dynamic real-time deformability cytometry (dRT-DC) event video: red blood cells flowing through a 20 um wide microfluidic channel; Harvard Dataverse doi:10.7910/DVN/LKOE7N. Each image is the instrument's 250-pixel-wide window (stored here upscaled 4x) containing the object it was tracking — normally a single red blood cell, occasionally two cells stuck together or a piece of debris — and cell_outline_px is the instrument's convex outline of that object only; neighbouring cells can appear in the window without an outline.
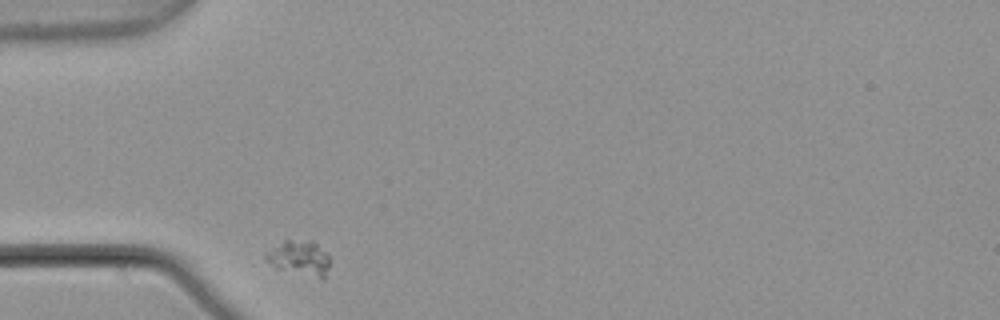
{"species": "common noctule bat (a hibernating species)", "species_latin": "Nyctalus noctula", "temperature_condition": "warm", "stored_images_in_passage": 4, "camera_frame_rate_fps": 3000, "um_per_image_px": 0.085, "animal": {"sex": "male", "body_mass_g": 21.5, "forearm_length_mm": 52.0}, "frame": {"image": 1, "passage_image": 1, "time_ms": 0.0, "image_size_px": [1000, 320], "cell_outline_px": [[328, 268], [324, 280], [320, 280], [276, 268], [264, 260], [264, 252], [284, 240], [312, 240], [328, 256]], "centroid_in_image_um": [25.41, 21.96], "position_along_channel_um": 59.6, "area_um2": 13.24}}
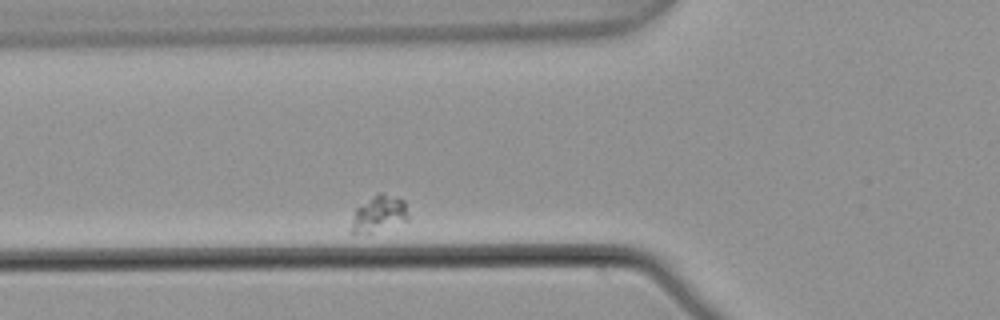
{"frame": {"image": 2, "passage_image": 2, "time_ms": 0.333, "image_size_px": [1000, 320], "cell_outline_px": [[408, 220], [368, 232], [352, 236], [348, 232], [356, 208], [380, 192], [396, 196], [404, 200], [408, 216]], "centroid_in_image_um": [32.15, 18.18], "position_along_channel_um": 93.6, "area_um2": 11.85}}
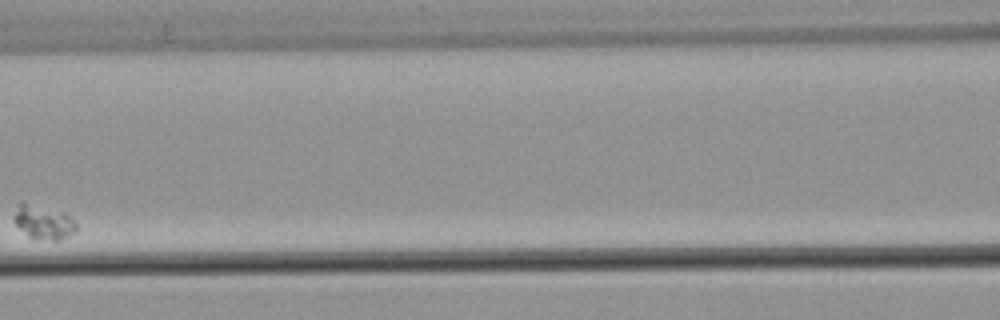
{"frame": {"image": 3, "passage_image": 4, "time_ms": 1.0, "image_size_px": [1000, 320], "cell_outline_px": [[76, 228], [68, 236], [60, 240], [52, 240], [28, 236], [16, 224], [16, 204], [20, 200], [64, 212], [76, 224]], "centroid_in_image_um": [3.68, 18.84], "position_along_channel_um": 162.9, "area_um2": 12.02}}